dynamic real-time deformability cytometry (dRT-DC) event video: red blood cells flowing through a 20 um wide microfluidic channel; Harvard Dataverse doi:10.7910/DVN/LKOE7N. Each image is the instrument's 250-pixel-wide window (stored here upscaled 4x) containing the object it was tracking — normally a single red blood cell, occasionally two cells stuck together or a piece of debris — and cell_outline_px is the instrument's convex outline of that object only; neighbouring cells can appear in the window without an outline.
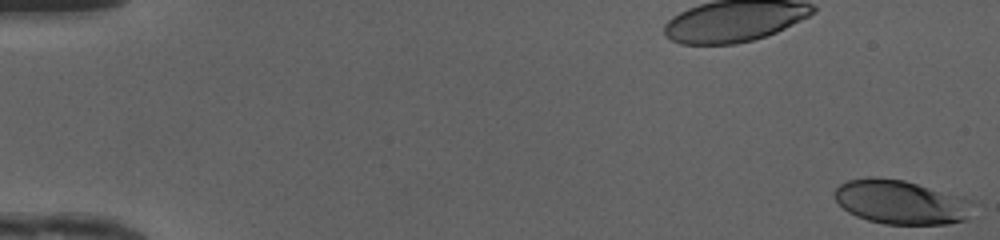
{"species": "human", "species_latin": "Homo sapiens", "temperature_condition": "cold", "stored_images_in_passage": 50, "camera_frame_rate_fps": 3000, "um_per_image_px": 0.085, "donor": {"sex": "female"}, "frame": {"image": 1, "passage_image": 1, "time_ms": 0.0, "image_size_px": [1000, 240], "cell_outline_px": [[976, 204], [968, 220], [948, 224], [884, 224], [868, 220], [856, 216], [848, 212], [836, 200], [832, 192], [840, 184], [848, 180], [868, 176], [872, 176], [904, 180], [972, 200]], "centroid_in_image_um": [76.59, 17.18], "position_along_channel_um": 8.4, "area_um2": 35.84}}
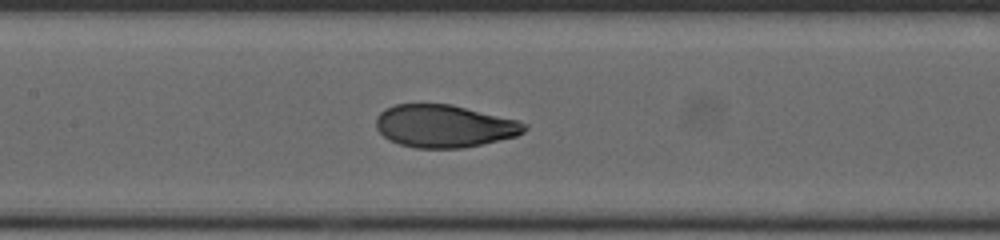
{"frame": {"image": 2, "passage_image": 25, "time_ms": 8.0, "image_size_px": [1000, 240], "cell_outline_px": [[528, 128], [524, 132], [516, 136], [464, 148], [416, 148], [400, 144], [388, 140], [376, 128], [376, 116], [384, 108], [396, 104], [452, 104], [520, 120], [528, 124]], "centroid_in_image_um": [37.78, 10.71], "position_along_channel_um": 169.6, "area_um2": 37.17}}
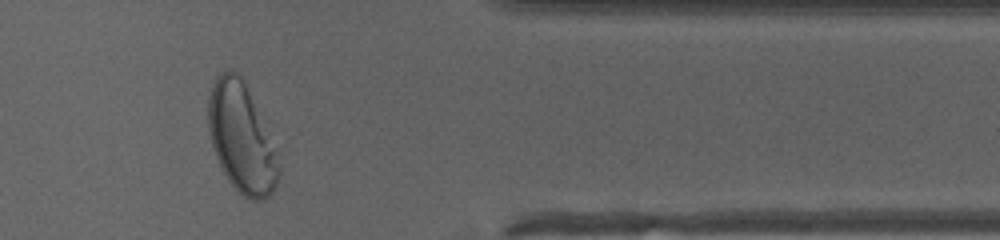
{"frame": {"image": 3, "passage_image": 42, "time_ms": 13.667, "image_size_px": [1000, 240], "cell_outline_px": [[280, 172], [276, 184], [272, 192], [264, 200], [252, 200], [244, 196], [228, 180], [216, 156], [212, 144], [208, 128], [208, 100], [212, 84], [216, 76], [220, 72], [232, 68], [244, 80], [280, 168]], "centroid_in_image_um": [20.46, 11.71], "position_along_channel_um": 390.9, "area_um2": 43.41}, "authors_computed_cell_mechanics": {"area_um2": 37.1943, "velocity_mm_per_s": 4.1684, "shape_relaxation_time_tau1_ms": 3.1344, "shape_relaxation_time_tau2_ms": null, "deformation_change_tau1": 0.182, "deformation_change_tau2": null}}